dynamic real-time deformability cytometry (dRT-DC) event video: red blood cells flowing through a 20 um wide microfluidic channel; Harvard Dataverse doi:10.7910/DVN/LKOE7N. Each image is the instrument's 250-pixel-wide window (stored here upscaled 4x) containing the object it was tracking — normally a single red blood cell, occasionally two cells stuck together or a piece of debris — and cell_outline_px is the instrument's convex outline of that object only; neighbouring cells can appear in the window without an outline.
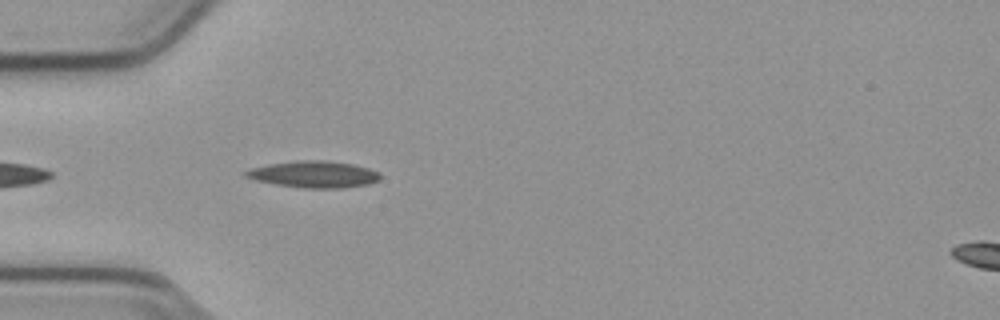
{"species": "common noctule bat (a hibernating species)", "species_latin": "Nyctalus noctula", "temperature_condition": "cold", "stored_images_in_passage": 7, "camera_frame_rate_fps": 3000, "um_per_image_px": 0.085, "animal": {"sex": "male", "body_mass_g": 23.1, "forearm_length_mm": 52.7}, "frame": {"image": 1, "passage_image": 3, "time_ms": 0.667, "image_size_px": [1000, 320], "cell_outline_px": [[380, 180], [368, 184], [344, 188], [304, 188], [276, 184], [244, 176], [244, 172], [252, 168], [272, 164], [296, 160], [324, 160], [352, 164], [368, 168], [380, 172]], "centroid_in_image_um": [26.75, 14.82], "position_along_channel_um": 58.3, "area_um2": 20.63}}